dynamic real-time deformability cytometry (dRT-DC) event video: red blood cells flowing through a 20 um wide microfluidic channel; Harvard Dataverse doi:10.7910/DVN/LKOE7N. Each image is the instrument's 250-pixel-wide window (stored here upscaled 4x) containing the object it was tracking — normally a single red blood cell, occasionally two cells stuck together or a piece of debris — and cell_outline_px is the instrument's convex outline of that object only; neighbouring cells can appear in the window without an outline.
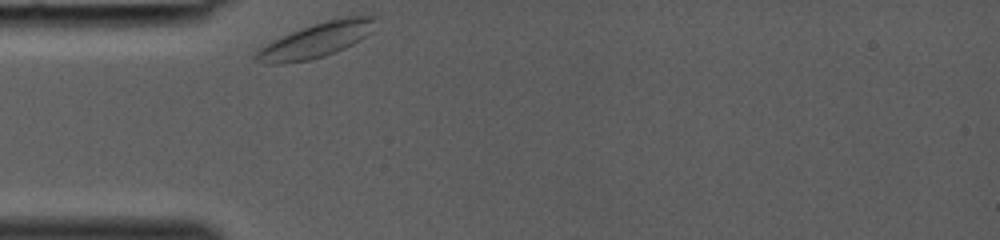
{"species": "common noctule bat (a hibernating species)", "species_latin": "Nyctalus noctula", "temperature_condition": "room temperature", "stored_images_in_passage": 10, "camera_frame_rate_fps": 3000, "um_per_image_px": 0.085, "animal": {"sex": "female", "body_mass_g": 19.0, "forearm_length_mm": 53.3}, "frame": {"image": 1, "passage_image": 1, "time_ms": 0.0, "image_size_px": [1000, 240], "cell_outline_px": [[380, 16], [372, 32], [360, 40], [336, 52], [324, 56], [308, 60], [284, 64], [268, 64], [252, 60], [252, 56], [260, 48], [292, 32], [328, 20], [348, 16]], "centroid_in_image_um": [26.92, 3.43], "position_along_channel_um": 58.1, "area_um2": 23.87}}
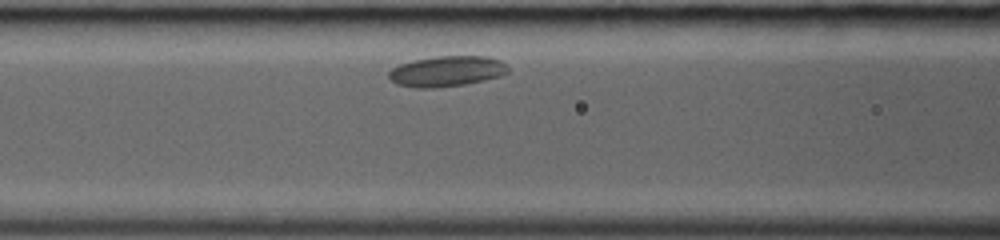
{"frame": {"image": 2, "passage_image": 6, "time_ms": 1.667, "image_size_px": [1000, 240], "cell_outline_px": [[508, 72], [500, 76], [484, 80], [464, 84], [436, 88], [416, 88], [396, 84], [388, 76], [388, 72], [392, 68], [400, 64], [416, 60], [436, 56], [488, 56], [500, 60], [508, 68]], "centroid_in_image_um": [37.96, 6.06], "position_along_channel_um": 128.6, "area_um2": 21.15}}
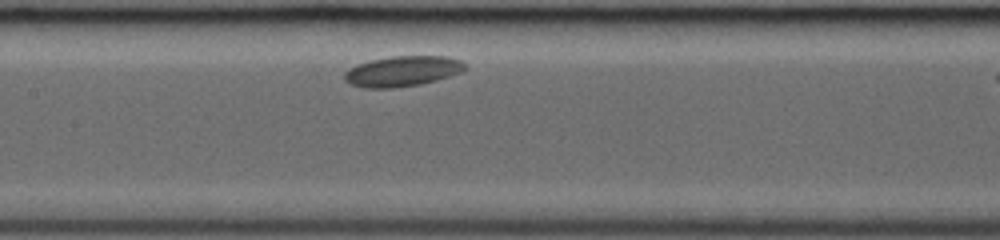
{"frame": {"image": 3, "passage_image": 9, "time_ms": 2.667, "image_size_px": [1000, 240], "cell_outline_px": [[468, 68], [460, 72], [436, 80], [420, 84], [392, 88], [364, 88], [352, 84], [344, 80], [344, 72], [348, 68], [356, 64], [372, 60], [392, 56], [448, 56], [460, 60]], "centroid_in_image_um": [34.18, 6.05], "position_along_channel_um": 173.2, "area_um2": 21.33}}